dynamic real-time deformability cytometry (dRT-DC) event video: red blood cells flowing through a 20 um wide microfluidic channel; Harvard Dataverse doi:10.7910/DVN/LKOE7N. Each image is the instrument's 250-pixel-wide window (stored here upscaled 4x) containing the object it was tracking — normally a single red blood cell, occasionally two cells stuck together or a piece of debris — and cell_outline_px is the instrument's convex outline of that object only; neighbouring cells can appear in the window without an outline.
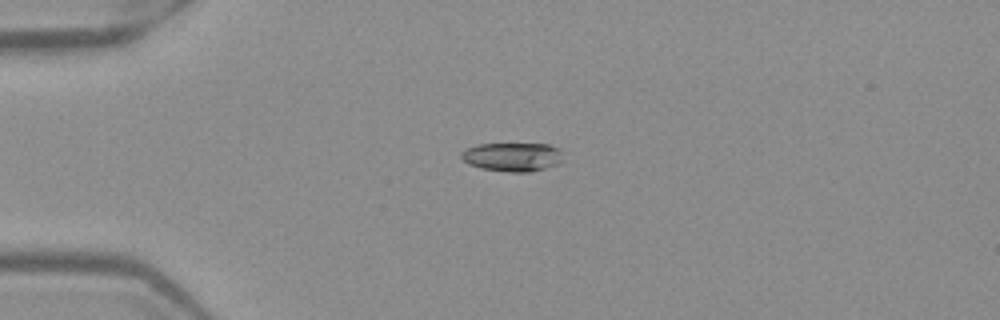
{"species": "Egyptian fruit bat (a non-hibernating species)", "species_latin": "Rousettus aegyptiacus", "temperature_condition": "warm", "stored_images_in_passage": 30, "camera_frame_rate_fps": 3000, "um_per_image_px": 0.085, "frame": {"image": 1, "passage_image": 1, "time_ms": 0.0, "image_size_px": [1000, 320], "cell_outline_px": [[560, 164], [528, 172], [508, 172], [480, 168], [468, 164], [460, 156], [460, 152], [464, 148], [476, 144], [548, 144], [556, 148], [560, 152]], "centroid_in_image_um": [43.48, 13.33], "position_along_channel_um": 41.5, "area_um2": 17.05}}
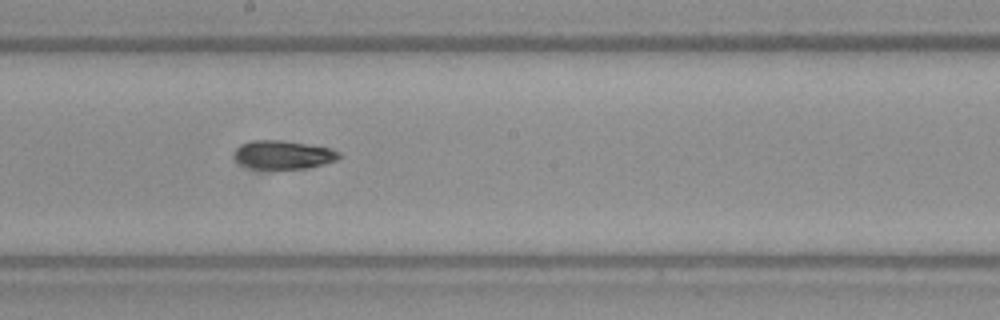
{"frame": {"image": 2, "passage_image": 17, "time_ms": 5.333, "image_size_px": [1000, 320], "cell_outline_px": [[340, 156], [336, 160], [324, 164], [308, 168], [252, 168], [240, 164], [236, 160], [236, 148], [252, 140], [284, 140], [332, 148], [340, 152]], "centroid_in_image_um": [24.12, 13.14], "position_along_channel_um": 224.1, "area_um2": 17.22}}
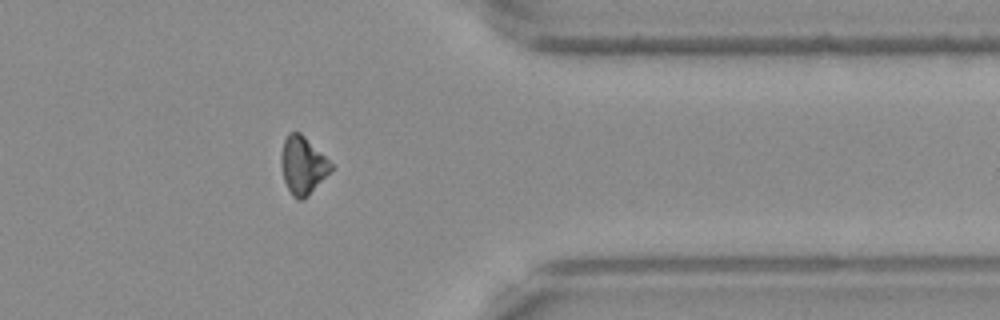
{"frame": {"image": 3, "passage_image": 30, "time_ms": 9.667, "image_size_px": [1000, 320], "cell_outline_px": [[332, 168], [308, 196], [300, 200], [296, 200], [292, 196], [284, 180], [280, 164], [280, 156], [284, 140], [288, 132], [300, 132], [332, 164]], "centroid_in_image_um": [25.68, 14.05], "position_along_channel_um": 385.7, "area_um2": 16.47}, "authors_computed_cell_mechanics": {"area_um2": 17.5423, "velocity_mm_per_s": 3.9966, "shape_relaxation_time_tau1_ms": null, "shape_relaxation_time_tau2_ms": 7.4911, "deformation_change_tau1": null, "deformation_change_tau2": 0.1283}}